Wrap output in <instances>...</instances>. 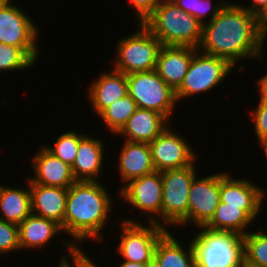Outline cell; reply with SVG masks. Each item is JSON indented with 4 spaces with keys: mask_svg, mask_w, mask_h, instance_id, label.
Instances as JSON below:
<instances>
[{
    "mask_svg": "<svg viewBox=\"0 0 267 267\" xmlns=\"http://www.w3.org/2000/svg\"><path fill=\"white\" fill-rule=\"evenodd\" d=\"M125 219L119 223L122 232L115 253L123 260L146 264L154 257L156 244L168 229L156 223L144 226L135 218Z\"/></svg>",
    "mask_w": 267,
    "mask_h": 267,
    "instance_id": "cell-10",
    "label": "cell"
},
{
    "mask_svg": "<svg viewBox=\"0 0 267 267\" xmlns=\"http://www.w3.org/2000/svg\"><path fill=\"white\" fill-rule=\"evenodd\" d=\"M195 165L194 161L187 167L161 171L162 226L166 229L169 225L174 227L188 225L190 186L194 176L199 174Z\"/></svg>",
    "mask_w": 267,
    "mask_h": 267,
    "instance_id": "cell-6",
    "label": "cell"
},
{
    "mask_svg": "<svg viewBox=\"0 0 267 267\" xmlns=\"http://www.w3.org/2000/svg\"><path fill=\"white\" fill-rule=\"evenodd\" d=\"M162 0H128L132 11H135L136 21L138 24L143 22L154 12L155 8Z\"/></svg>",
    "mask_w": 267,
    "mask_h": 267,
    "instance_id": "cell-33",
    "label": "cell"
},
{
    "mask_svg": "<svg viewBox=\"0 0 267 267\" xmlns=\"http://www.w3.org/2000/svg\"><path fill=\"white\" fill-rule=\"evenodd\" d=\"M253 220L242 210V206L220 202L211 220L204 226L216 231H231L242 236L249 232Z\"/></svg>",
    "mask_w": 267,
    "mask_h": 267,
    "instance_id": "cell-25",
    "label": "cell"
},
{
    "mask_svg": "<svg viewBox=\"0 0 267 267\" xmlns=\"http://www.w3.org/2000/svg\"><path fill=\"white\" fill-rule=\"evenodd\" d=\"M104 141L91 135H84L78 144V151L71 166L76 181H98L103 168Z\"/></svg>",
    "mask_w": 267,
    "mask_h": 267,
    "instance_id": "cell-20",
    "label": "cell"
},
{
    "mask_svg": "<svg viewBox=\"0 0 267 267\" xmlns=\"http://www.w3.org/2000/svg\"><path fill=\"white\" fill-rule=\"evenodd\" d=\"M156 171L179 169L190 166L197 158L187 140L167 127L149 143Z\"/></svg>",
    "mask_w": 267,
    "mask_h": 267,
    "instance_id": "cell-12",
    "label": "cell"
},
{
    "mask_svg": "<svg viewBox=\"0 0 267 267\" xmlns=\"http://www.w3.org/2000/svg\"><path fill=\"white\" fill-rule=\"evenodd\" d=\"M266 191L247 178L234 179L227 172H220V199L227 205L242 206L254 221L265 204ZM257 216V217H256Z\"/></svg>",
    "mask_w": 267,
    "mask_h": 267,
    "instance_id": "cell-14",
    "label": "cell"
},
{
    "mask_svg": "<svg viewBox=\"0 0 267 267\" xmlns=\"http://www.w3.org/2000/svg\"><path fill=\"white\" fill-rule=\"evenodd\" d=\"M25 180L26 189L0 184V219L19 225L32 213L29 180Z\"/></svg>",
    "mask_w": 267,
    "mask_h": 267,
    "instance_id": "cell-23",
    "label": "cell"
},
{
    "mask_svg": "<svg viewBox=\"0 0 267 267\" xmlns=\"http://www.w3.org/2000/svg\"><path fill=\"white\" fill-rule=\"evenodd\" d=\"M169 122L156 111L137 108L118 136H124L125 141L150 143L170 126Z\"/></svg>",
    "mask_w": 267,
    "mask_h": 267,
    "instance_id": "cell-21",
    "label": "cell"
},
{
    "mask_svg": "<svg viewBox=\"0 0 267 267\" xmlns=\"http://www.w3.org/2000/svg\"><path fill=\"white\" fill-rule=\"evenodd\" d=\"M35 62L23 48L0 43V73L28 70Z\"/></svg>",
    "mask_w": 267,
    "mask_h": 267,
    "instance_id": "cell-28",
    "label": "cell"
},
{
    "mask_svg": "<svg viewBox=\"0 0 267 267\" xmlns=\"http://www.w3.org/2000/svg\"><path fill=\"white\" fill-rule=\"evenodd\" d=\"M173 2L185 12L194 16L202 25L206 24L207 15L211 14L212 20L228 1L219 0L212 4V0H173ZM213 6V7H212ZM211 11V12H210Z\"/></svg>",
    "mask_w": 267,
    "mask_h": 267,
    "instance_id": "cell-30",
    "label": "cell"
},
{
    "mask_svg": "<svg viewBox=\"0 0 267 267\" xmlns=\"http://www.w3.org/2000/svg\"><path fill=\"white\" fill-rule=\"evenodd\" d=\"M251 4L248 6L239 5L246 8L250 13L257 14L264 6L267 5V0H251Z\"/></svg>",
    "mask_w": 267,
    "mask_h": 267,
    "instance_id": "cell-38",
    "label": "cell"
},
{
    "mask_svg": "<svg viewBox=\"0 0 267 267\" xmlns=\"http://www.w3.org/2000/svg\"><path fill=\"white\" fill-rule=\"evenodd\" d=\"M256 21L260 34L267 39V5L256 14Z\"/></svg>",
    "mask_w": 267,
    "mask_h": 267,
    "instance_id": "cell-34",
    "label": "cell"
},
{
    "mask_svg": "<svg viewBox=\"0 0 267 267\" xmlns=\"http://www.w3.org/2000/svg\"><path fill=\"white\" fill-rule=\"evenodd\" d=\"M124 262H121L118 267H145V264L143 263H137V262H130L127 260H123Z\"/></svg>",
    "mask_w": 267,
    "mask_h": 267,
    "instance_id": "cell-39",
    "label": "cell"
},
{
    "mask_svg": "<svg viewBox=\"0 0 267 267\" xmlns=\"http://www.w3.org/2000/svg\"><path fill=\"white\" fill-rule=\"evenodd\" d=\"M145 267H161L160 263L153 257L145 264Z\"/></svg>",
    "mask_w": 267,
    "mask_h": 267,
    "instance_id": "cell-40",
    "label": "cell"
},
{
    "mask_svg": "<svg viewBox=\"0 0 267 267\" xmlns=\"http://www.w3.org/2000/svg\"><path fill=\"white\" fill-rule=\"evenodd\" d=\"M128 94L138 108L156 111L168 120L175 110V91L166 84L156 70L127 74Z\"/></svg>",
    "mask_w": 267,
    "mask_h": 267,
    "instance_id": "cell-8",
    "label": "cell"
},
{
    "mask_svg": "<svg viewBox=\"0 0 267 267\" xmlns=\"http://www.w3.org/2000/svg\"><path fill=\"white\" fill-rule=\"evenodd\" d=\"M198 178L200 177L196 174L190 186L188 224L202 227L211 220L221 202L220 172Z\"/></svg>",
    "mask_w": 267,
    "mask_h": 267,
    "instance_id": "cell-13",
    "label": "cell"
},
{
    "mask_svg": "<svg viewBox=\"0 0 267 267\" xmlns=\"http://www.w3.org/2000/svg\"><path fill=\"white\" fill-rule=\"evenodd\" d=\"M84 135L85 133L79 134L69 130L57 137L54 146L44 144L43 147L53 156L72 166L77 155L79 140Z\"/></svg>",
    "mask_w": 267,
    "mask_h": 267,
    "instance_id": "cell-29",
    "label": "cell"
},
{
    "mask_svg": "<svg viewBox=\"0 0 267 267\" xmlns=\"http://www.w3.org/2000/svg\"><path fill=\"white\" fill-rule=\"evenodd\" d=\"M266 39L260 34L256 15L228 1L219 13L202 25L197 48L203 53L225 59L233 67L240 60L263 59Z\"/></svg>",
    "mask_w": 267,
    "mask_h": 267,
    "instance_id": "cell-1",
    "label": "cell"
},
{
    "mask_svg": "<svg viewBox=\"0 0 267 267\" xmlns=\"http://www.w3.org/2000/svg\"><path fill=\"white\" fill-rule=\"evenodd\" d=\"M258 85V92L260 93L259 101L267 102V74L258 78L256 81Z\"/></svg>",
    "mask_w": 267,
    "mask_h": 267,
    "instance_id": "cell-36",
    "label": "cell"
},
{
    "mask_svg": "<svg viewBox=\"0 0 267 267\" xmlns=\"http://www.w3.org/2000/svg\"><path fill=\"white\" fill-rule=\"evenodd\" d=\"M197 50V48L190 46L161 47L155 70L174 91L182 84Z\"/></svg>",
    "mask_w": 267,
    "mask_h": 267,
    "instance_id": "cell-16",
    "label": "cell"
},
{
    "mask_svg": "<svg viewBox=\"0 0 267 267\" xmlns=\"http://www.w3.org/2000/svg\"><path fill=\"white\" fill-rule=\"evenodd\" d=\"M32 213L58 223L64 234V214L68 189L29 184Z\"/></svg>",
    "mask_w": 267,
    "mask_h": 267,
    "instance_id": "cell-18",
    "label": "cell"
},
{
    "mask_svg": "<svg viewBox=\"0 0 267 267\" xmlns=\"http://www.w3.org/2000/svg\"><path fill=\"white\" fill-rule=\"evenodd\" d=\"M69 259L72 260L73 264L70 263L71 260L67 259L65 255H61L60 263L57 267H79V249H75L70 255Z\"/></svg>",
    "mask_w": 267,
    "mask_h": 267,
    "instance_id": "cell-35",
    "label": "cell"
},
{
    "mask_svg": "<svg viewBox=\"0 0 267 267\" xmlns=\"http://www.w3.org/2000/svg\"><path fill=\"white\" fill-rule=\"evenodd\" d=\"M59 233L62 228L58 223L31 213L18 225L20 250L43 248Z\"/></svg>",
    "mask_w": 267,
    "mask_h": 267,
    "instance_id": "cell-22",
    "label": "cell"
},
{
    "mask_svg": "<svg viewBox=\"0 0 267 267\" xmlns=\"http://www.w3.org/2000/svg\"><path fill=\"white\" fill-rule=\"evenodd\" d=\"M248 114L254 122L253 129L260 142L267 137V102L258 101L256 109H251Z\"/></svg>",
    "mask_w": 267,
    "mask_h": 267,
    "instance_id": "cell-32",
    "label": "cell"
},
{
    "mask_svg": "<svg viewBox=\"0 0 267 267\" xmlns=\"http://www.w3.org/2000/svg\"><path fill=\"white\" fill-rule=\"evenodd\" d=\"M20 250L18 225L0 219V255Z\"/></svg>",
    "mask_w": 267,
    "mask_h": 267,
    "instance_id": "cell-31",
    "label": "cell"
},
{
    "mask_svg": "<svg viewBox=\"0 0 267 267\" xmlns=\"http://www.w3.org/2000/svg\"><path fill=\"white\" fill-rule=\"evenodd\" d=\"M233 67L225 59L197 50L180 87L175 91L177 102L186 97L209 92L231 75Z\"/></svg>",
    "mask_w": 267,
    "mask_h": 267,
    "instance_id": "cell-7",
    "label": "cell"
},
{
    "mask_svg": "<svg viewBox=\"0 0 267 267\" xmlns=\"http://www.w3.org/2000/svg\"><path fill=\"white\" fill-rule=\"evenodd\" d=\"M143 25L162 46L198 48L201 42L202 24L173 1L162 0Z\"/></svg>",
    "mask_w": 267,
    "mask_h": 267,
    "instance_id": "cell-3",
    "label": "cell"
},
{
    "mask_svg": "<svg viewBox=\"0 0 267 267\" xmlns=\"http://www.w3.org/2000/svg\"><path fill=\"white\" fill-rule=\"evenodd\" d=\"M258 143H260L259 146H261V148L263 149V152H264L265 157L267 159V137L264 138L263 140H261Z\"/></svg>",
    "mask_w": 267,
    "mask_h": 267,
    "instance_id": "cell-41",
    "label": "cell"
},
{
    "mask_svg": "<svg viewBox=\"0 0 267 267\" xmlns=\"http://www.w3.org/2000/svg\"><path fill=\"white\" fill-rule=\"evenodd\" d=\"M260 227L243 236L245 267H267V232Z\"/></svg>",
    "mask_w": 267,
    "mask_h": 267,
    "instance_id": "cell-27",
    "label": "cell"
},
{
    "mask_svg": "<svg viewBox=\"0 0 267 267\" xmlns=\"http://www.w3.org/2000/svg\"><path fill=\"white\" fill-rule=\"evenodd\" d=\"M82 249V250H81ZM83 248H79V267H99L89 255L85 254Z\"/></svg>",
    "mask_w": 267,
    "mask_h": 267,
    "instance_id": "cell-37",
    "label": "cell"
},
{
    "mask_svg": "<svg viewBox=\"0 0 267 267\" xmlns=\"http://www.w3.org/2000/svg\"><path fill=\"white\" fill-rule=\"evenodd\" d=\"M88 98L95 114L99 115L106 107L128 94L126 74L111 69L89 85Z\"/></svg>",
    "mask_w": 267,
    "mask_h": 267,
    "instance_id": "cell-17",
    "label": "cell"
},
{
    "mask_svg": "<svg viewBox=\"0 0 267 267\" xmlns=\"http://www.w3.org/2000/svg\"><path fill=\"white\" fill-rule=\"evenodd\" d=\"M190 240L196 267H245L243 236L231 231H216L204 226Z\"/></svg>",
    "mask_w": 267,
    "mask_h": 267,
    "instance_id": "cell-4",
    "label": "cell"
},
{
    "mask_svg": "<svg viewBox=\"0 0 267 267\" xmlns=\"http://www.w3.org/2000/svg\"><path fill=\"white\" fill-rule=\"evenodd\" d=\"M32 156L33 175L28 177L29 184L56 186L69 189L75 182L72 168L69 164L53 156L42 145Z\"/></svg>",
    "mask_w": 267,
    "mask_h": 267,
    "instance_id": "cell-15",
    "label": "cell"
},
{
    "mask_svg": "<svg viewBox=\"0 0 267 267\" xmlns=\"http://www.w3.org/2000/svg\"><path fill=\"white\" fill-rule=\"evenodd\" d=\"M12 0L0 2V43L23 48L38 61L39 26Z\"/></svg>",
    "mask_w": 267,
    "mask_h": 267,
    "instance_id": "cell-9",
    "label": "cell"
},
{
    "mask_svg": "<svg viewBox=\"0 0 267 267\" xmlns=\"http://www.w3.org/2000/svg\"><path fill=\"white\" fill-rule=\"evenodd\" d=\"M139 30L121 38L116 44V58L112 69L124 74L146 72L156 69L161 42L143 25Z\"/></svg>",
    "mask_w": 267,
    "mask_h": 267,
    "instance_id": "cell-5",
    "label": "cell"
},
{
    "mask_svg": "<svg viewBox=\"0 0 267 267\" xmlns=\"http://www.w3.org/2000/svg\"><path fill=\"white\" fill-rule=\"evenodd\" d=\"M162 189L161 172L154 171L129 181L119 189L118 197L133 206L135 211L142 210L140 214H145L149 223L162 226Z\"/></svg>",
    "mask_w": 267,
    "mask_h": 267,
    "instance_id": "cell-11",
    "label": "cell"
},
{
    "mask_svg": "<svg viewBox=\"0 0 267 267\" xmlns=\"http://www.w3.org/2000/svg\"><path fill=\"white\" fill-rule=\"evenodd\" d=\"M98 181H76L69 189L64 214V233L70 238L62 242L70 255L81 248L82 241L88 238L101 243L100 231L107 225L112 214V196ZM87 239V240H86ZM76 243V244H75ZM80 243V244H79ZM68 250V251H67Z\"/></svg>",
    "mask_w": 267,
    "mask_h": 267,
    "instance_id": "cell-2",
    "label": "cell"
},
{
    "mask_svg": "<svg viewBox=\"0 0 267 267\" xmlns=\"http://www.w3.org/2000/svg\"><path fill=\"white\" fill-rule=\"evenodd\" d=\"M187 248L170 233V229L158 240L154 258L161 267H196L192 242Z\"/></svg>",
    "mask_w": 267,
    "mask_h": 267,
    "instance_id": "cell-24",
    "label": "cell"
},
{
    "mask_svg": "<svg viewBox=\"0 0 267 267\" xmlns=\"http://www.w3.org/2000/svg\"><path fill=\"white\" fill-rule=\"evenodd\" d=\"M137 108L134 99L127 94L106 107L98 116L104 121L106 128L108 127L111 132L110 134L117 136Z\"/></svg>",
    "mask_w": 267,
    "mask_h": 267,
    "instance_id": "cell-26",
    "label": "cell"
},
{
    "mask_svg": "<svg viewBox=\"0 0 267 267\" xmlns=\"http://www.w3.org/2000/svg\"><path fill=\"white\" fill-rule=\"evenodd\" d=\"M118 168L124 186L129 181L152 173L155 170L149 143L123 141Z\"/></svg>",
    "mask_w": 267,
    "mask_h": 267,
    "instance_id": "cell-19",
    "label": "cell"
}]
</instances>
